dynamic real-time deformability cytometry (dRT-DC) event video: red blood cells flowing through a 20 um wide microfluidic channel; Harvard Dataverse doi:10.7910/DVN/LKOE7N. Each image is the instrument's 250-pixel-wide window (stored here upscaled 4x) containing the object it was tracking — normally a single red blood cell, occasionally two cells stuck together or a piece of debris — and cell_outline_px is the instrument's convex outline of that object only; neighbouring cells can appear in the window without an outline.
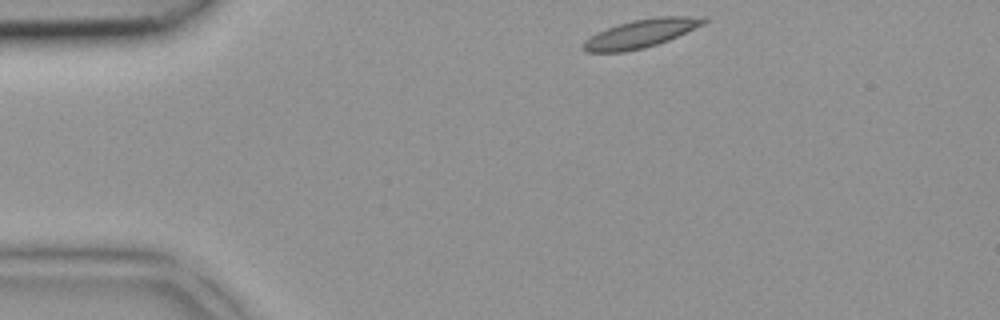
{"species": "common noctule bat (a hibernating species)", "species_latin": "Nyctalus noctula", "temperature_condition": "room temperature", "stored_images_in_passage": 1, "camera_frame_rate_fps": 3000, "um_per_image_px": 0.085, "animal": {"sex": "female", "body_mass_g": 18.4}, "frame": {"image": 1, "passage_image": 1, "time_ms": 0.0, "image_size_px": [1000, 320], "cell_outline_px": [[708, 20], [704, 24], [668, 40], [644, 48], [624, 52], [584, 52], [580, 48], [580, 44], [584, 40], [596, 32], [632, 20], [660, 16], [708, 16]], "centroid_in_image_um": [54.45, 2.85], "position_along_channel_um": 30.6, "area_um2": 20.0}}